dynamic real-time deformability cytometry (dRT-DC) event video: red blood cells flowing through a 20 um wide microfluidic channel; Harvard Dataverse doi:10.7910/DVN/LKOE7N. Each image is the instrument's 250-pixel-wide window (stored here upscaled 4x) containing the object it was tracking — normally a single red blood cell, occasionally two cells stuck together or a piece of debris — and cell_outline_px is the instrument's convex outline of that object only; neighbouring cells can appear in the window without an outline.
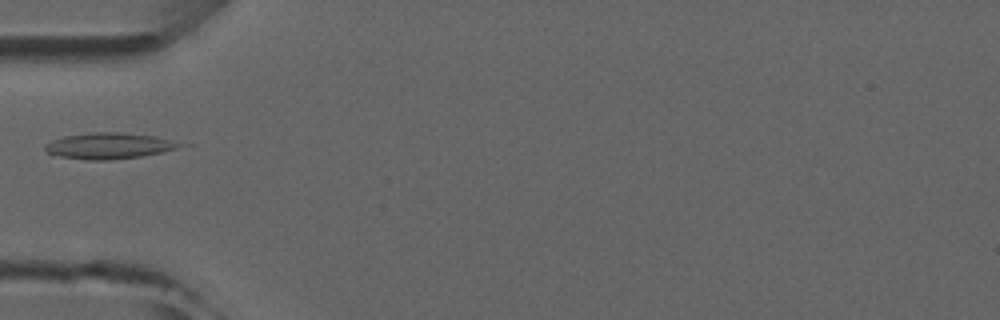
{"species": "common noctule bat (a hibernating species)", "species_latin": "Nyctalus noctula", "temperature_condition": "room temperature", "stored_images_in_passage": 1, "camera_frame_rate_fps": 3000, "um_per_image_px": 0.085, "animal": {"sex": "male", "forearm_length_mm": 52.5}, "frame": {"image": 1, "passage_image": 1, "time_ms": 0.0, "image_size_px": [1000, 320], "cell_outline_px": [[192, 144], [160, 152], [140, 156], [112, 160], [88, 160], [60, 156], [48, 152], [44, 148], [44, 144], [52, 140], [64, 136], [92, 132], [120, 132], [156, 136]], "centroid_in_image_um": [9.32, 12.38], "position_along_channel_um": 75.7, "area_um2": 20.58}}